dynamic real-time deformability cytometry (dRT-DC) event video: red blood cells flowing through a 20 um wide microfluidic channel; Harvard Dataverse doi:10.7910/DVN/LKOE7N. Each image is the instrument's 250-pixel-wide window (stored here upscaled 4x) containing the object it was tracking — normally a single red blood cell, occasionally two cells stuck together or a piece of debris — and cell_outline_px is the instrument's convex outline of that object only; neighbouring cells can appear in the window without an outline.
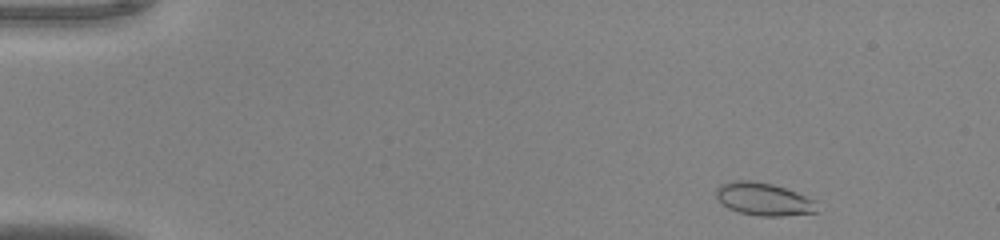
{"species": "common noctule bat (a hibernating species)", "species_latin": "Nyctalus noctula", "temperature_condition": "warm", "stored_images_in_passage": 47, "camera_frame_rate_fps": 3000, "um_per_image_px": 0.085, "animal": {"sex": "male", "body_mass_g": 20.0, "forearm_length_mm": 53.3}, "frame": {"image": 1, "passage_image": 2, "time_ms": 0.333, "image_size_px": [1000, 240], "cell_outline_px": [[816, 212], [780, 216], [760, 216], [740, 212], [728, 208], [716, 196], [716, 188], [720, 184], [732, 180], [748, 180], [772, 184], [796, 192], [816, 200]], "centroid_in_image_um": [64.89, 16.91], "position_along_channel_um": 20.1, "area_um2": 19.07}}
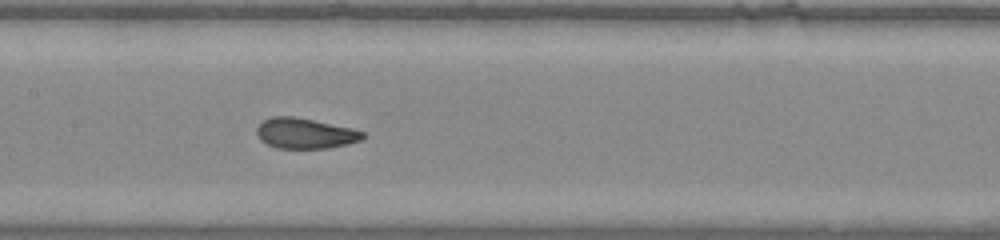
{"frame": {"image": 2, "passage_image": 22, "time_ms": 7.0, "image_size_px": [1000, 240], "cell_outline_px": [[368, 136], [360, 140], [348, 144], [328, 148], [276, 148], [260, 140], [256, 132], [256, 128], [264, 120], [272, 116], [292, 116], [352, 128], [364, 132]], "centroid_in_image_um": [25.94, 11.34], "position_along_channel_um": 181.5, "area_um2": 18.79}}
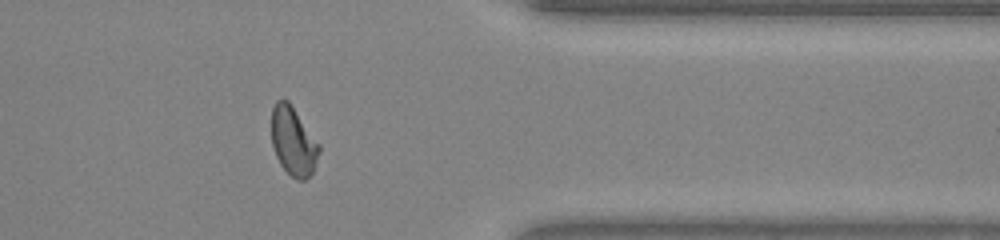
{"frame": {"image": 3, "passage_image": 38, "time_ms": 12.333, "image_size_px": [1000, 240], "cell_outline_px": [[320, 152], [312, 172], [304, 180], [296, 180], [280, 164], [276, 156], [272, 144], [272, 108], [276, 100], [288, 100], [320, 144]], "centroid_in_image_um": [24.93, 12.0], "position_along_channel_um": 386.5, "area_um2": 18.9}, "authors_computed_cell_mechanics": {"area_um2": 18.9584, "velocity_mm_per_s": 4.0739, "shape_relaxation_time_tau1_ms": 4.4625, "shape_relaxation_time_tau2_ms": null, "deformation_change_tau1": 0.1981, "deformation_change_tau2": null}}